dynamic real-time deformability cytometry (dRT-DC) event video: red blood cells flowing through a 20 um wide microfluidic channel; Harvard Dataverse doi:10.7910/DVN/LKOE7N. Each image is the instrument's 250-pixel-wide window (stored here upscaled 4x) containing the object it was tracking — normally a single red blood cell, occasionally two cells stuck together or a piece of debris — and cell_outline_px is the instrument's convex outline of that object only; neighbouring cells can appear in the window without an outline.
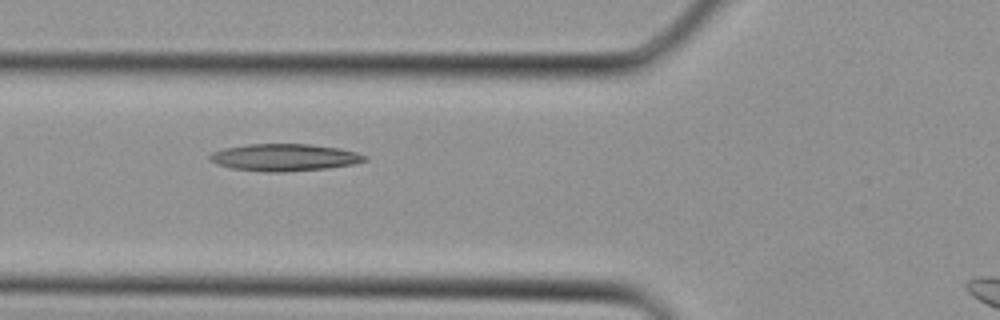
{"species": "Egyptian fruit bat (a non-hibernating species)", "species_latin": "Rousettus aegyptiacus", "temperature_condition": "cold", "stored_images_in_passage": 3, "camera_frame_rate_fps": 3000, "um_per_image_px": 0.085, "animal": {"sex": "female"}, "frame": {"image": 1, "passage_image": 3, "time_ms": 0.667, "image_size_px": [1000, 320], "cell_outline_px": [[368, 160], [352, 164], [328, 168], [284, 172], [264, 172], [232, 168], [216, 164], [208, 160], [208, 156], [212, 152], [224, 148], [248, 144], [308, 144], [340, 148], [356, 152], [368, 156]], "centroid_in_image_um": [24.16, 13.38], "position_along_channel_um": 101.6, "area_um2": 24.62}}